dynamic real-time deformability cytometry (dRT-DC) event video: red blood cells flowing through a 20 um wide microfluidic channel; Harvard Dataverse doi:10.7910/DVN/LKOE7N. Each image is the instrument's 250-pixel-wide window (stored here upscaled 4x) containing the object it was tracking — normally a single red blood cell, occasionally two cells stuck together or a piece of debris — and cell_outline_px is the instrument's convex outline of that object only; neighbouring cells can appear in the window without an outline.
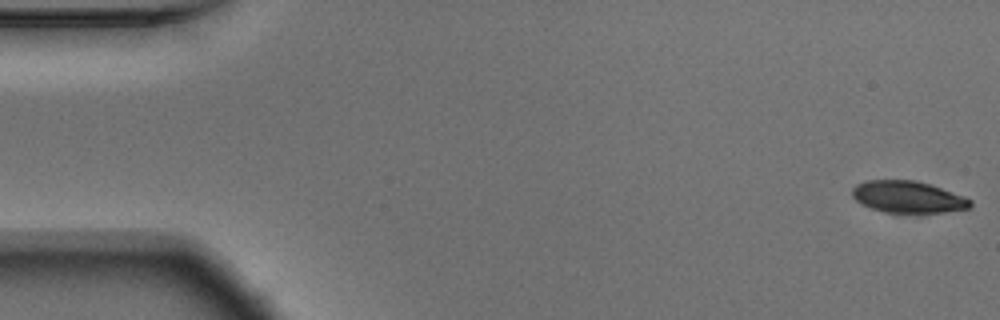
{"species": "Egyptian fruit bat (a non-hibernating species)", "species_latin": "Rousettus aegyptiacus", "temperature_condition": "warm", "stored_images_in_passage": 54, "camera_frame_rate_fps": 3000, "um_per_image_px": 0.085, "animal": {"sex": "male"}, "frame": {"image": 1, "passage_image": 1, "time_ms": 0.0, "image_size_px": [1000, 320], "cell_outline_px": [[972, 208], [944, 212], [884, 212], [872, 208], [856, 200], [852, 196], [852, 188], [856, 184], [868, 180], [916, 180], [964, 196], [972, 200]], "centroid_in_image_um": [77.19, 16.73], "position_along_channel_um": 7.8, "area_um2": 21.68}}
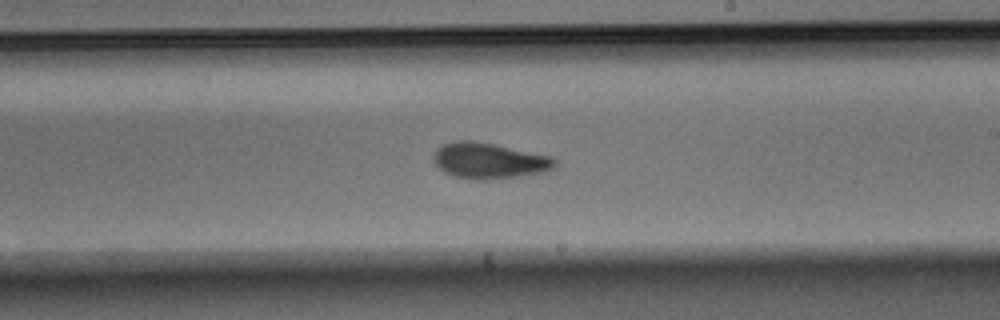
{"frame": {"image": 2, "passage_image": 31, "time_ms": 10.0, "image_size_px": [1000, 320], "cell_outline_px": [[556, 164], [552, 168], [544, 172], [520, 176], [488, 180], [476, 180], [456, 176], [444, 172], [432, 160], [432, 156], [436, 148], [444, 144], [456, 140], [472, 140], [552, 156], [556, 160]], "centroid_in_image_um": [41.55, 13.66], "position_along_channel_um": 247.4, "area_um2": 25.32}}
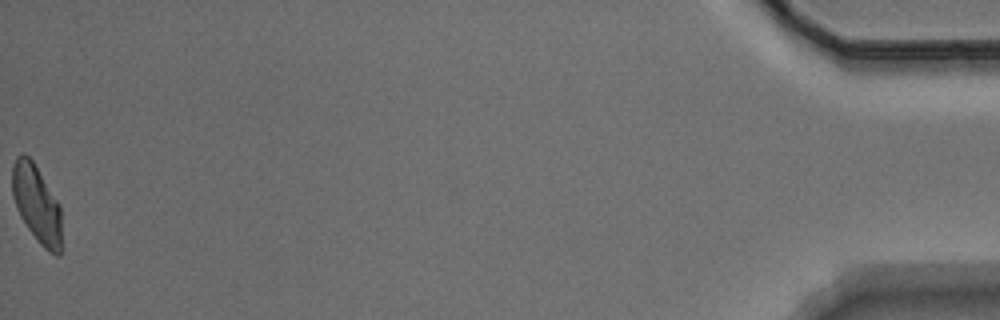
{"frame": {"image": 3, "passage_image": 54, "time_ms": 17.667, "image_size_px": [1000, 320], "cell_outline_px": [[60, 256], [56, 256], [48, 252], [40, 244], [28, 228], [20, 216], [12, 196], [12, 164], [16, 156], [24, 152], [32, 160], [60, 204]], "centroid_in_image_um": [3.1, 17.31], "position_along_channel_um": 432.1, "area_um2": 22.25}, "authors_computed_cell_mechanics": {"area_um2": 23.7558, "velocity_mm_per_s": 3.7419, "shape_relaxation_time_tau1_ms": 4.3964, "shape_relaxation_time_tau2_ms": 1.8471, "deformation_change_tau1": 0.1637, "deformation_change_tau2": 0.0764}}